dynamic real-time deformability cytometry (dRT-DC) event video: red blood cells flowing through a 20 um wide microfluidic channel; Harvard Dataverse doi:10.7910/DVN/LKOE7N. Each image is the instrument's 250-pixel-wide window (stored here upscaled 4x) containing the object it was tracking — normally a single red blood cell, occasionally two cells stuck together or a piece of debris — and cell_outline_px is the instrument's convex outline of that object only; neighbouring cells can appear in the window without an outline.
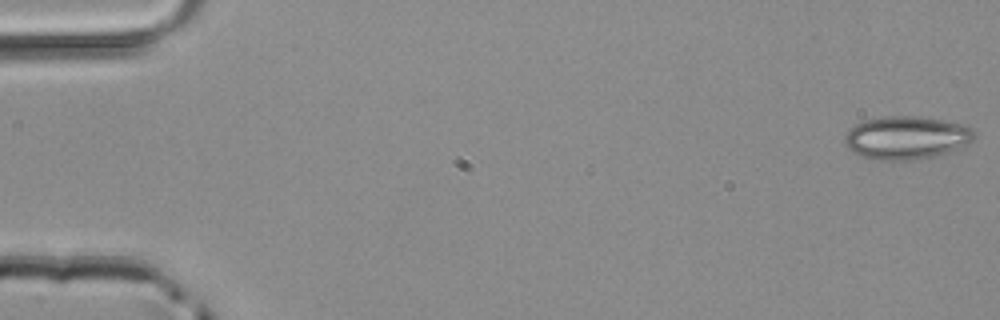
{"species": "common noctule bat (a hibernating species)", "species_latin": "Nyctalus noctula", "temperature_condition": "room temperature", "stored_images_in_passage": 49, "camera_frame_rate_fps": 3000, "um_per_image_px": 0.085, "animal": {"sex": "male", "body_mass_g": 20.4}, "frame": {"image": 1, "passage_image": 1, "time_ms": 0.0, "image_size_px": [1000, 320], "cell_outline_px": [[976, 136], [968, 144], [948, 152], [932, 156], [908, 160], [872, 160], [860, 156], [852, 152], [844, 144], [844, 136], [856, 124], [864, 120], [884, 116], [920, 116], [964, 124], [972, 128], [976, 132]], "centroid_in_image_um": [77.04, 11.7], "position_along_channel_um": 8.0, "area_um2": 32.71}}
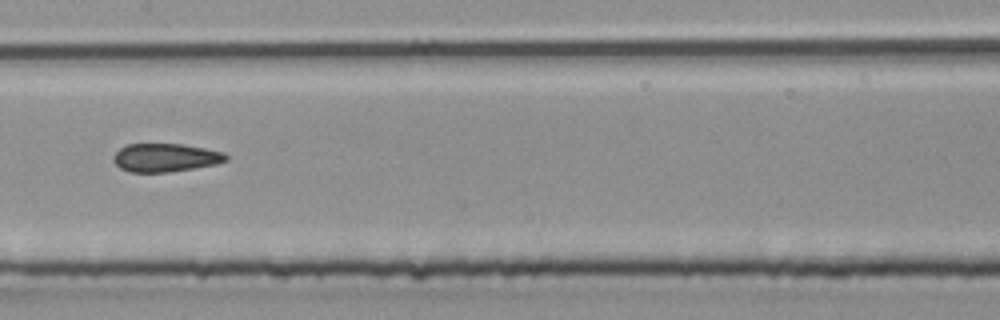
{"frame": {"image": 2, "passage_image": 25, "time_ms": 8.0, "image_size_px": [1000, 320], "cell_outline_px": [[228, 160], [216, 164], [168, 172], [128, 172], [120, 168], [112, 160], [112, 156], [120, 148], [128, 144], [180, 144], [204, 148], [224, 152], [228, 156]], "centroid_in_image_um": [14.04, 13.4], "position_along_channel_um": 193.4, "area_um2": 18.55}}
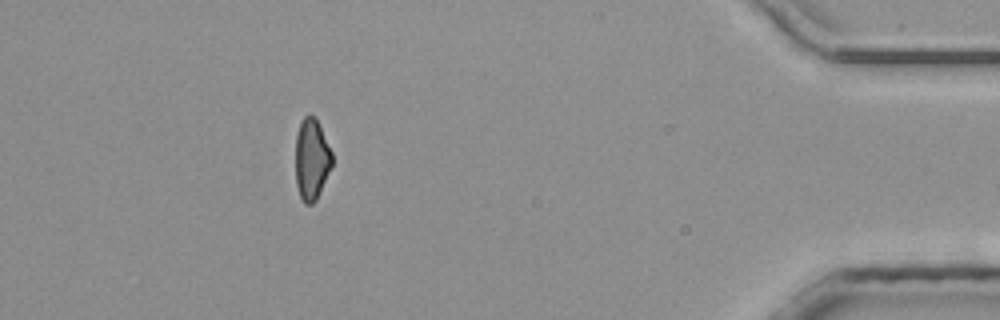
{"frame": {"image": 3, "passage_image": 44, "time_ms": 14.333, "image_size_px": [1000, 320], "cell_outline_px": [[332, 164], [316, 200], [312, 204], [304, 204], [300, 196], [296, 184], [296, 132], [304, 116], [308, 112], [316, 120], [332, 152]], "centroid_in_image_um": [26.47, 13.55], "position_along_channel_um": 408.7, "area_um2": 17.05}}